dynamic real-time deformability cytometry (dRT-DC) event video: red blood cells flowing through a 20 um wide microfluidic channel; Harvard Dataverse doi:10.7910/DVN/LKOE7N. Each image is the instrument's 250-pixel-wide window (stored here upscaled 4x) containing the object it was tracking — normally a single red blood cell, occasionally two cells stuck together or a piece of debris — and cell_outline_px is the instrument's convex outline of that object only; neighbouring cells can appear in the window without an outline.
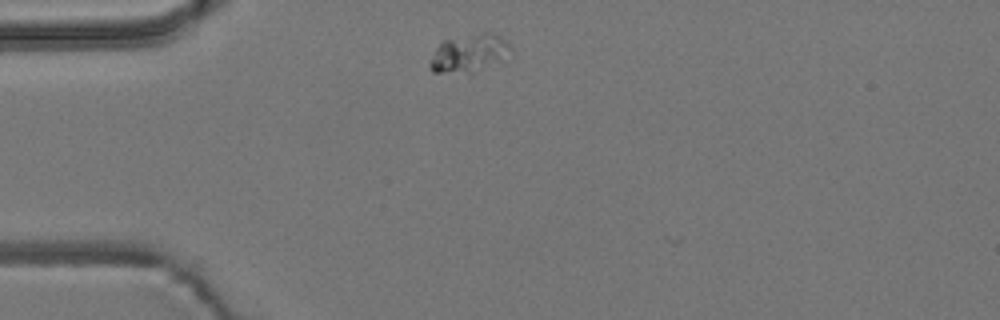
{"species": "common noctule bat (a hibernating species)", "species_latin": "Nyctalus noctula", "temperature_condition": "room temperature", "stored_images_in_passage": 7, "camera_frame_rate_fps": 3000, "um_per_image_px": 0.085, "animal": {"sex": "male", "body_mass_g": 19.2, "forearm_length_mm": 51.8}, "frame": {"image": 1, "passage_image": 1, "time_ms": 0.0, "image_size_px": [1000, 320], "cell_outline_px": [[512, 48], [500, 60], [468, 72], [432, 72], [428, 68], [428, 60], [436, 48], [444, 40], [480, 32], [492, 32], [500, 36]], "centroid_in_image_um": [39.79, 4.49], "position_along_channel_um": 45.2, "area_um2": 17.28}}
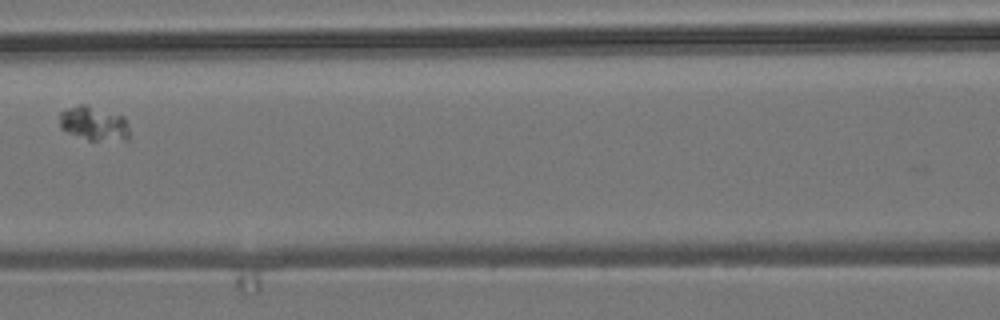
{"frame": {"image": 2, "passage_image": 4, "time_ms": 3.667, "image_size_px": [1000, 320], "cell_outline_px": [[128, 140], [88, 140], [68, 132], [60, 128], [60, 112], [68, 108], [80, 104], [84, 104], [124, 116], [128, 128]], "centroid_in_image_um": [7.97, 10.5], "position_along_channel_um": 158.6, "area_um2": 13.76}}
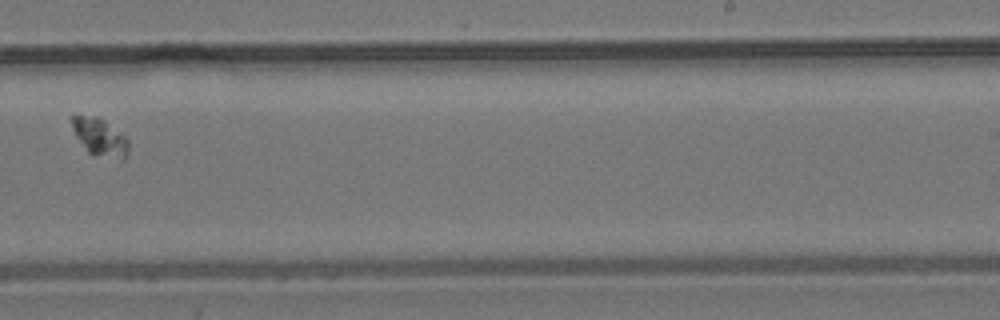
{"frame": {"image": 3, "passage_image": 7, "time_ms": 7.0, "image_size_px": [1000, 320], "cell_outline_px": [[128, 152], [124, 160], [92, 156], [88, 152], [76, 136], [72, 128], [68, 116], [96, 116], [104, 120], [124, 136], [128, 140]], "centroid_in_image_um": [8.47, 11.68], "position_along_channel_um": 280.5, "area_um2": 12.54}}